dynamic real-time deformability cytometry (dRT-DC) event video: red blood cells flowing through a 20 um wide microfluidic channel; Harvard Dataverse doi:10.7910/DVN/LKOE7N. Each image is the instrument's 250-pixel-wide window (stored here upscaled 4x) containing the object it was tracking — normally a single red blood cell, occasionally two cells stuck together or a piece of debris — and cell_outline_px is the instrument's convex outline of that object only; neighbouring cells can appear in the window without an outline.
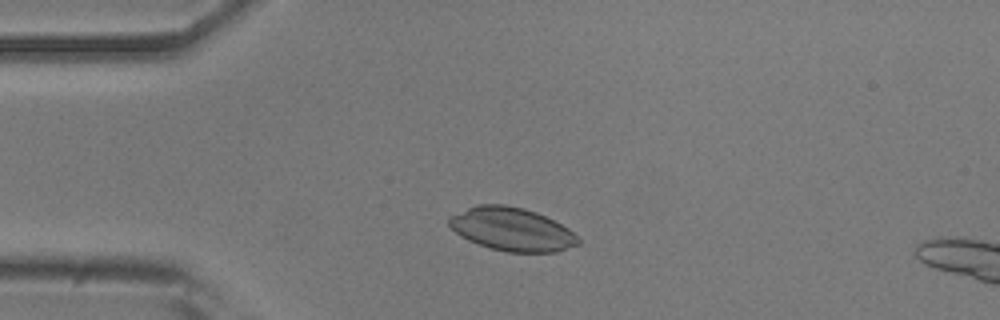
{"species": "common noctule bat (a hibernating species)", "species_latin": "Nyctalus noctula", "temperature_condition": "room temperature", "stored_images_in_passage": 51, "camera_frame_rate_fps": 3000, "um_per_image_px": 0.085, "animal": {"sex": "male", "body_mass_g": 20.5, "forearm_length_mm": 52.5}, "frame": {"image": 1, "passage_image": 9, "time_ms": 2.667, "image_size_px": [1000, 320], "cell_outline_px": [[580, 244], [556, 252], [508, 252], [492, 248], [468, 240], [460, 236], [448, 224], [448, 220], [452, 216], [476, 204], [504, 204], [524, 208], [536, 212], [568, 228], [580, 240]], "centroid_in_image_um": [43.52, 19.48], "position_along_channel_um": 41.5, "area_um2": 32.19}}
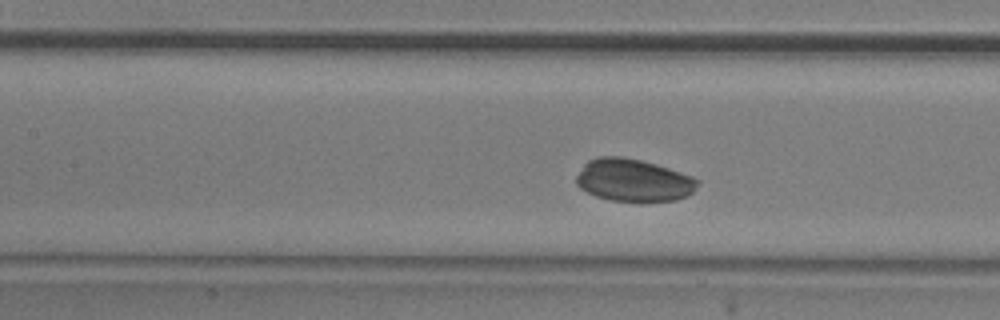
{"frame": {"image": 2, "passage_image": 20, "time_ms": 6.333, "image_size_px": [1000, 320], "cell_outline_px": [[700, 180], [696, 188], [688, 196], [676, 200], [640, 204], [612, 200], [596, 196], [580, 188], [576, 184], [576, 176], [584, 164], [588, 160], [596, 156], [624, 156], [656, 164], [692, 176]], "centroid_in_image_um": [53.85, 15.35], "position_along_channel_um": 153.5, "area_um2": 30.75}}
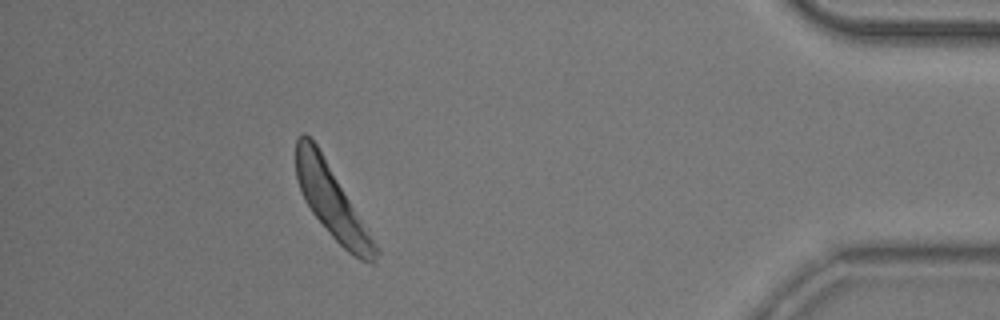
{"frame": {"image": 3, "passage_image": 45, "time_ms": 14.667, "image_size_px": [1000, 320], "cell_outline_px": [[380, 252], [376, 264], [372, 264], [360, 260], [348, 252], [332, 236], [312, 212], [304, 200], [296, 180], [296, 136], [300, 132], [304, 132], [316, 144], [380, 248]], "centroid_in_image_um": [28.22, 17.17], "position_along_channel_um": 407.0, "area_um2": 33.18}}